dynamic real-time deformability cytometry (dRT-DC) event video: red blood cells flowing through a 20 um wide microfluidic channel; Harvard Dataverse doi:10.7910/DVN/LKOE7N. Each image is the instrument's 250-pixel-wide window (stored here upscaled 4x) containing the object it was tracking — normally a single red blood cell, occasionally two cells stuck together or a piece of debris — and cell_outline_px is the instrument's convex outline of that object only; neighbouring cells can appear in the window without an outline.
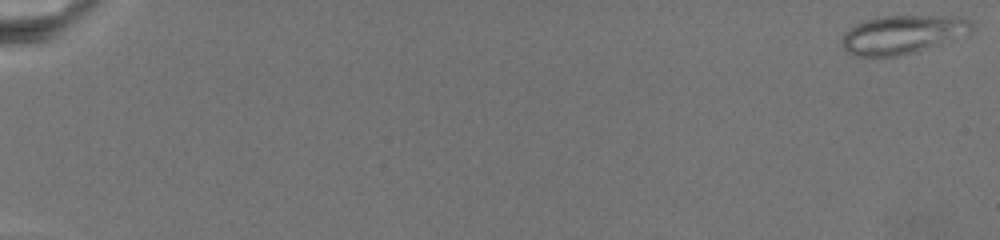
{"species": "common noctule bat (a hibernating species)", "species_latin": "Nyctalus noctula", "temperature_condition": "warm", "stored_images_in_passage": 62, "camera_frame_rate_fps": 3000, "um_per_image_px": 0.085, "animal": {"sex": "female", "body_mass_g": 19.5, "forearm_length_mm": 54.1}, "frame": {"image": 1, "passage_image": 1, "time_ms": 0.0, "image_size_px": [1000, 240], "cell_outline_px": [[976, 28], [968, 36], [912, 52], [896, 56], [852, 56], [840, 44], [840, 40], [844, 32], [848, 28], [856, 24], [868, 20], [884, 16], [940, 16], [972, 20]], "centroid_in_image_um": [76.74, 2.94], "position_along_channel_um": 8.3, "area_um2": 29.3}}
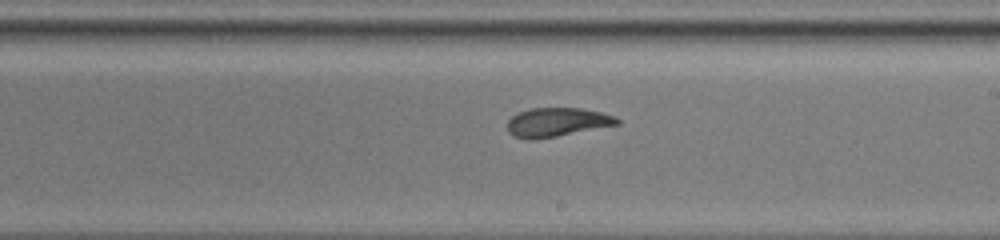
{"frame": {"image": 2, "passage_image": 38, "time_ms": 15.667, "image_size_px": [1000, 240], "cell_outline_px": [[620, 124], [556, 136], [532, 140], [528, 140], [512, 136], [508, 132], [508, 120], [512, 116], [528, 108], [580, 108], [600, 112], [616, 116], [620, 120]], "centroid_in_image_um": [47.33, 10.39], "position_along_channel_um": 241.7, "area_um2": 18.5}}
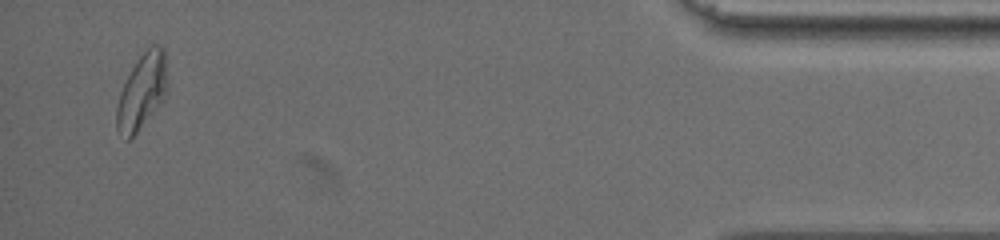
{"frame": {"image": 3, "passage_image": 61, "time_ms": 24.333, "image_size_px": [1000, 240], "cell_outline_px": [[168, 88], [164, 100], [136, 132], [128, 140], [116, 128], [116, 104], [120, 92], [132, 68], [140, 56], [152, 44], [156, 44], [164, 48]], "centroid_in_image_um": [12.08, 7.76], "position_along_channel_um": 423.1, "area_um2": 22.08}}